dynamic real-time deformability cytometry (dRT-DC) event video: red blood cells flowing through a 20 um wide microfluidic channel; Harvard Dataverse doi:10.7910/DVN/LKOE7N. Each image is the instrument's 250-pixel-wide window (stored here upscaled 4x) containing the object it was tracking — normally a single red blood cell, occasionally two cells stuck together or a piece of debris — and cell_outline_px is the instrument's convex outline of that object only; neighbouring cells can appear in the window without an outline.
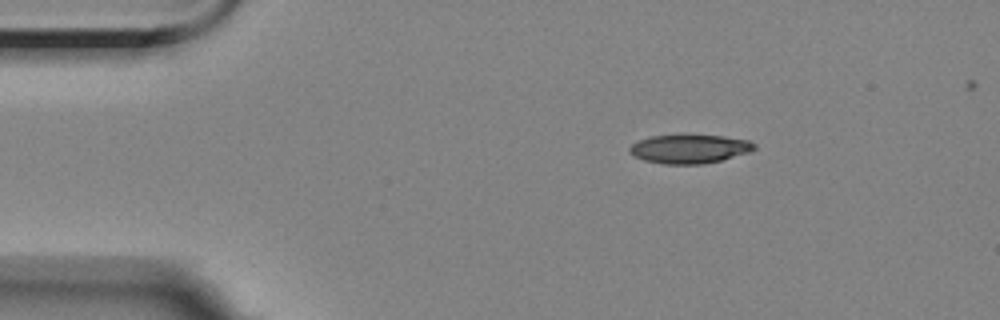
{"species": "Egyptian fruit bat (a non-hibernating species)", "species_latin": "Rousettus aegyptiacus", "temperature_condition": "room temperature", "stored_images_in_passage": 5, "camera_frame_rate_fps": 3000, "um_per_image_px": 0.085, "animal": {"sex": "female"}, "frame": {"image": 1, "passage_image": 2, "time_ms": 1.0, "image_size_px": [1000, 320], "cell_outline_px": [[756, 148], [748, 152], [720, 160], [704, 164], [664, 164], [644, 160], [628, 152], [628, 148], [632, 144], [640, 140], [652, 136], [720, 136], [748, 140], [756, 144]], "centroid_in_image_um": [58.59, 12.67], "position_along_channel_um": 26.4, "area_um2": 20.46}}